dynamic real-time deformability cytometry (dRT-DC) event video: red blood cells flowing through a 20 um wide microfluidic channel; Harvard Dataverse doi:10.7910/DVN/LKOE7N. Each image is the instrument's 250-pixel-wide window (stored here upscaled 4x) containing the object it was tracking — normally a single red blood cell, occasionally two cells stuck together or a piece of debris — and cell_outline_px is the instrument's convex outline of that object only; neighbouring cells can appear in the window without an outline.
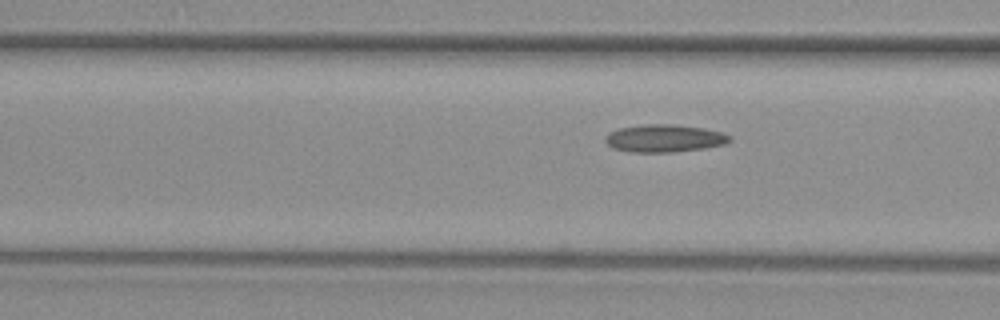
{"species": "common noctule bat (a hibernating species)", "species_latin": "Nyctalus noctula", "temperature_condition": "warm", "stored_images_in_passage": 7, "camera_frame_rate_fps": 3000, "um_per_image_px": 0.085, "animal": {"sex": "female", "body_mass_g": 29.2, "forearm_length_mm": 56.3}, "frame": {"image": 1, "passage_image": 7, "time_ms": 2.0, "image_size_px": [1000, 320], "cell_outline_px": [[732, 140], [724, 144], [704, 148], [672, 152], [632, 152], [612, 148], [604, 140], [604, 136], [608, 132], [620, 128], [644, 124], [672, 124], [704, 128], [720, 132], [732, 136]], "centroid_in_image_um": [56.45, 11.75], "position_along_channel_um": 110.2, "area_um2": 20.06}}